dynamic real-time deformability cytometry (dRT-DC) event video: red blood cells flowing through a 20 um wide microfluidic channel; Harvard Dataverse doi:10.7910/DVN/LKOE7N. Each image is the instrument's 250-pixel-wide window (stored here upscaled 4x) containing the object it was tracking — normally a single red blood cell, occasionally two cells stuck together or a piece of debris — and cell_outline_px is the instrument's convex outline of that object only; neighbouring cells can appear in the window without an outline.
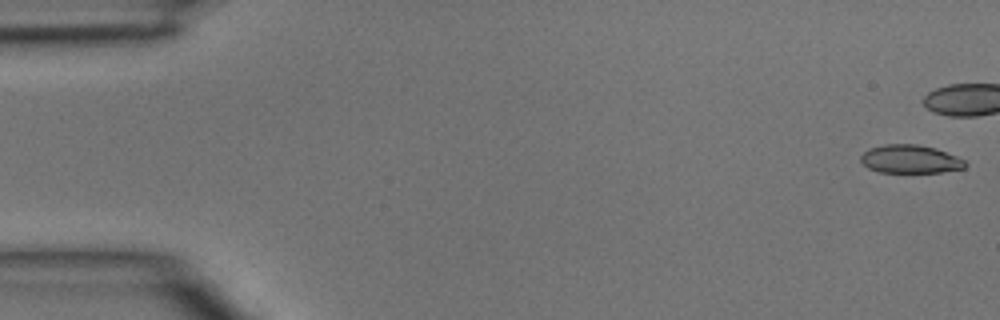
{"species": "common noctule bat (a hibernating species)", "species_latin": "Nyctalus noctula", "temperature_condition": "room temperature", "stored_images_in_passage": 36, "camera_frame_rate_fps": 3000, "um_per_image_px": 0.085, "animal": {"sex": "male", "body_mass_g": 15.6}, "frame": {"image": 1, "passage_image": 1, "time_ms": 0.0, "image_size_px": [1000, 320], "cell_outline_px": [[968, 164], [964, 168], [940, 172], [880, 172], [868, 168], [860, 160], [860, 156], [864, 152], [872, 148], [884, 144], [916, 144], [936, 148], [956, 156], [964, 160]], "centroid_in_image_um": [77.38, 13.52], "position_along_channel_um": 7.6, "area_um2": 17.11}}